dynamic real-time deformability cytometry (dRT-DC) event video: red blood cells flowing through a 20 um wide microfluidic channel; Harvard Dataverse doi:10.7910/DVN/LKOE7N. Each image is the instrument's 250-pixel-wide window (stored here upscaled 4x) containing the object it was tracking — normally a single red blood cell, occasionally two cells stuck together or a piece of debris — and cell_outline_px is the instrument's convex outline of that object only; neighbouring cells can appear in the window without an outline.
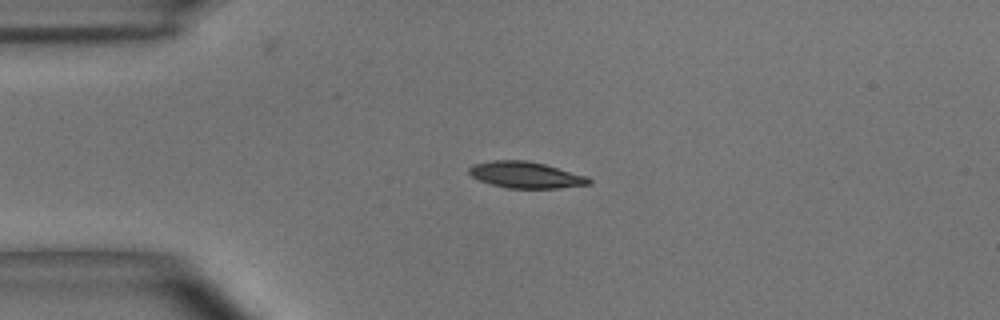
{"species": "common noctule bat (a hibernating species)", "species_latin": "Nyctalus noctula", "temperature_condition": "room temperature", "stored_images_in_passage": 4, "camera_frame_rate_fps": 3000, "um_per_image_px": 0.085, "animal": {"sex": "male", "body_mass_g": 15.6}, "frame": {"image": 1, "passage_image": 3, "time_ms": 0.667, "image_size_px": [1000, 320], "cell_outline_px": [[592, 184], [560, 188], [508, 188], [492, 184], [480, 180], [472, 176], [468, 172], [468, 168], [472, 164], [492, 160], [524, 160], [544, 164], [588, 176], [592, 180]], "centroid_in_image_um": [44.71, 14.86], "position_along_channel_um": 40.3, "area_um2": 18.44}}